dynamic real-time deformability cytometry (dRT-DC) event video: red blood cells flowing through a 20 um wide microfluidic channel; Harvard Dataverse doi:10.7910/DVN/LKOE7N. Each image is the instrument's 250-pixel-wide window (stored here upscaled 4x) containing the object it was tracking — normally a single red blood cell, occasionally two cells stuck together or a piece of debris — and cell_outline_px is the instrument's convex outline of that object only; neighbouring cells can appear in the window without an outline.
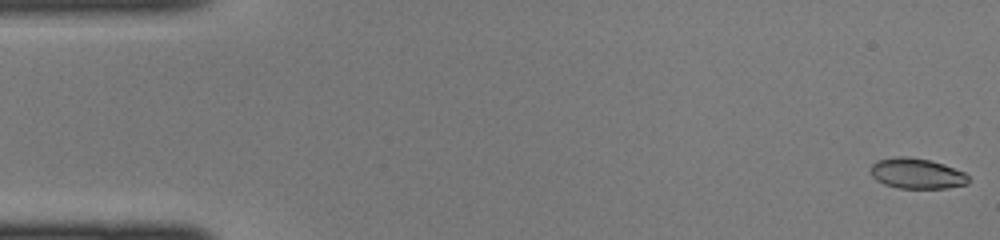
{"species": "common noctule bat (a hibernating species)", "species_latin": "Nyctalus noctula", "temperature_condition": "cold", "stored_images_in_passage": 45, "camera_frame_rate_fps": 3000, "um_per_image_px": 0.085, "animal": {"sex": "female", "body_mass_g": 22.0, "forearm_length_mm": 56.7}, "frame": {"image": 1, "passage_image": 1, "time_ms": 0.0, "image_size_px": [1000, 240], "cell_outline_px": [[968, 184], [944, 188], [900, 188], [884, 184], [876, 180], [872, 176], [872, 164], [876, 160], [896, 156], [908, 156], [928, 160], [944, 164], [964, 172], [968, 176]], "centroid_in_image_um": [77.92, 14.74], "position_along_channel_um": 7.1, "area_um2": 17.28}}
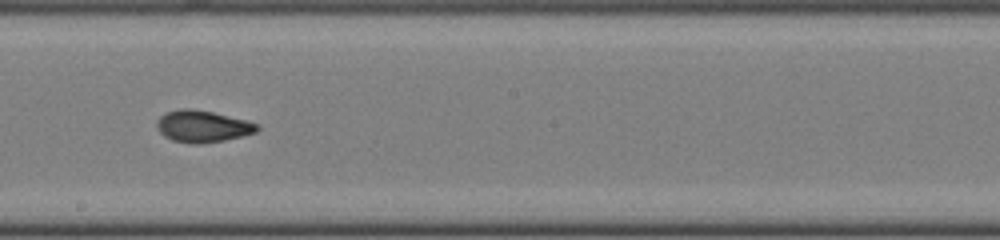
{"frame": {"image": 2, "passage_image": 25, "time_ms": 8.0, "image_size_px": [1000, 240], "cell_outline_px": [[260, 128], [256, 132], [244, 136], [224, 140], [200, 144], [188, 144], [172, 140], [164, 136], [160, 132], [156, 124], [156, 120], [160, 116], [168, 112], [180, 108], [188, 108], [212, 112], [244, 120], [256, 124]], "centroid_in_image_um": [17.19, 10.75], "position_along_channel_um": 231.0, "area_um2": 18.5}}
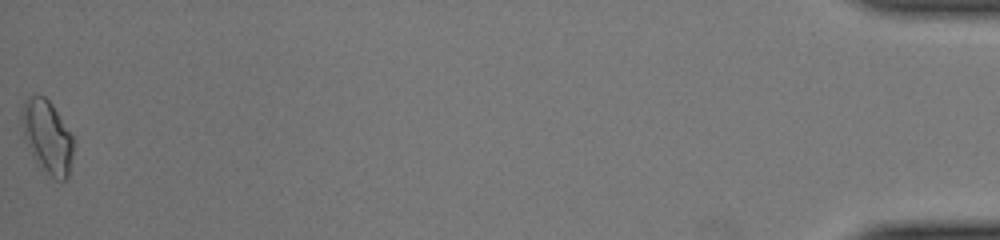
{"frame": {"image": 3, "passage_image": 45, "time_ms": 14.667, "image_size_px": [1000, 240], "cell_outline_px": [[72, 156], [68, 176], [64, 180], [56, 180], [36, 160], [24, 136], [20, 120], [20, 116], [24, 100], [28, 96], [44, 96], [52, 104], [72, 136]], "centroid_in_image_um": [4.0, 11.57], "position_along_channel_um": 431.2, "area_um2": 21.27}}